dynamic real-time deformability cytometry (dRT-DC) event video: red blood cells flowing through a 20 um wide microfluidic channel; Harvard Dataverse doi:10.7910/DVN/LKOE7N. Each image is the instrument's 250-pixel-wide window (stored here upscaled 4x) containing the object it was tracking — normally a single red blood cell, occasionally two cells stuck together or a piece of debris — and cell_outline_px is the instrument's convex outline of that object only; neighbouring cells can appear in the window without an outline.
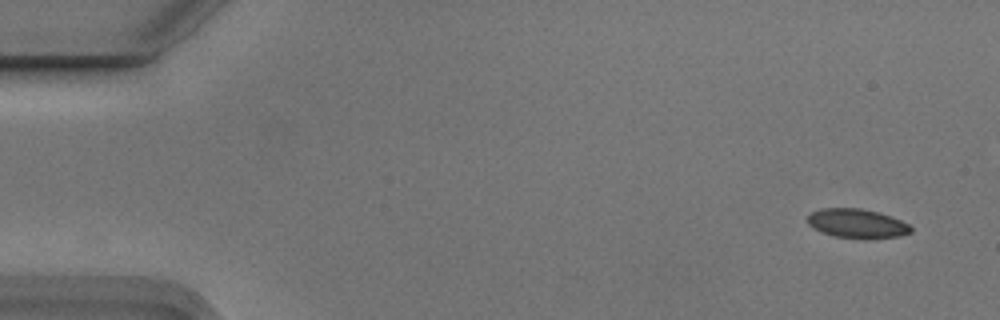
{"species": "Egyptian fruit bat (a non-hibernating species)", "species_latin": "Rousettus aegyptiacus", "temperature_condition": "cold", "stored_images_in_passage": 2, "camera_frame_rate_fps": 3000, "um_per_image_px": 0.085, "animal": {"sex": "male"}, "frame": {"image": 1, "passage_image": 2, "time_ms": 0.333, "image_size_px": [1000, 320], "cell_outline_px": [[912, 232], [900, 236], [868, 240], [864, 240], [836, 236], [820, 232], [812, 228], [808, 224], [808, 216], [812, 212], [820, 208], [860, 208], [880, 212], [892, 216], [908, 224], [912, 228]], "centroid_in_image_um": [72.86, 19.01], "position_along_channel_um": 12.1, "area_um2": 17.98}}